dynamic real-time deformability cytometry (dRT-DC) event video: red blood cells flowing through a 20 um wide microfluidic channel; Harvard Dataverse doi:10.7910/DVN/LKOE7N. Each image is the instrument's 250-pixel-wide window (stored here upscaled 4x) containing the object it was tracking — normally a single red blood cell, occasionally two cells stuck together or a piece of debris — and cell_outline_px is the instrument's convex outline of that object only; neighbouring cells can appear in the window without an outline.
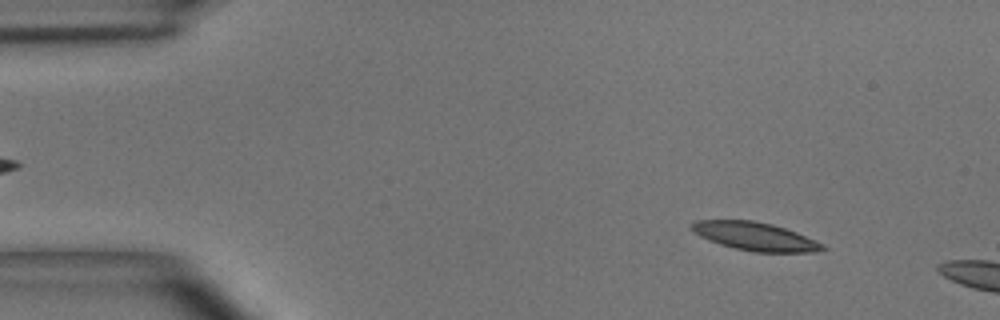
{"species": "common noctule bat (a hibernating species)", "species_latin": "Nyctalus noctula", "temperature_condition": "room temperature", "stored_images_in_passage": 11, "camera_frame_rate_fps": 3000, "um_per_image_px": 0.085, "animal": {"sex": "male", "body_mass_g": 15.6}, "frame": {"image": 1, "passage_image": 4, "time_ms": 1.0, "image_size_px": [1000, 320], "cell_outline_px": [[828, 248], [816, 252], [752, 252], [720, 244], [700, 236], [688, 228], [696, 220], [752, 220], [772, 224], [796, 232], [824, 244]], "centroid_in_image_um": [64.19, 20.09], "position_along_channel_um": 20.8, "area_um2": 21.5}}